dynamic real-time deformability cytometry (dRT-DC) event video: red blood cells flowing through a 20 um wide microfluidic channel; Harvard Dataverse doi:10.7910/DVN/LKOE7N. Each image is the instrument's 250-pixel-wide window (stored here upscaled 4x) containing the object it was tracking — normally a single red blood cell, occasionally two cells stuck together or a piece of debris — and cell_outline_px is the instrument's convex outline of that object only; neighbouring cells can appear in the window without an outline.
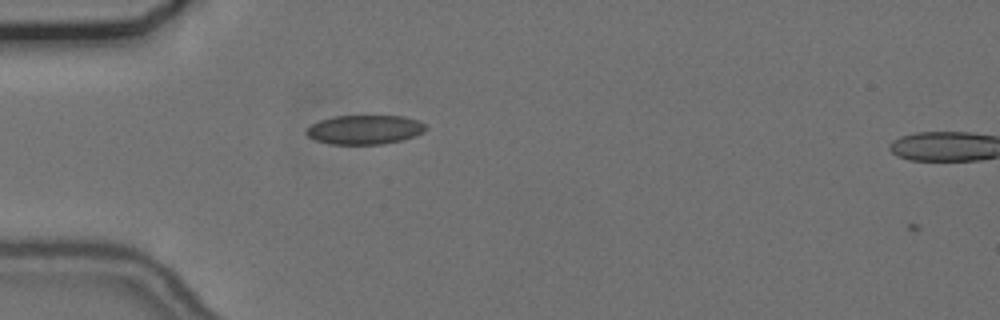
{"species": "common noctule bat (a hibernating species)", "species_latin": "Nyctalus noctula", "temperature_condition": "cold", "stored_images_in_passage": 2, "camera_frame_rate_fps": 3000, "um_per_image_px": 0.085, "animal": {"sex": "female", "body_mass_g": 24.6, "forearm_length_mm": 56.2}, "frame": {"image": 1, "passage_image": 1, "time_ms": 0.0, "image_size_px": [1000, 320], "cell_outline_px": [[428, 128], [424, 132], [416, 136], [384, 144], [328, 144], [316, 140], [308, 136], [304, 132], [312, 124], [320, 120], [332, 116], [404, 116], [420, 120]], "centroid_in_image_um": [31.02, 11.02], "position_along_channel_um": 54.0, "area_um2": 20.46}}